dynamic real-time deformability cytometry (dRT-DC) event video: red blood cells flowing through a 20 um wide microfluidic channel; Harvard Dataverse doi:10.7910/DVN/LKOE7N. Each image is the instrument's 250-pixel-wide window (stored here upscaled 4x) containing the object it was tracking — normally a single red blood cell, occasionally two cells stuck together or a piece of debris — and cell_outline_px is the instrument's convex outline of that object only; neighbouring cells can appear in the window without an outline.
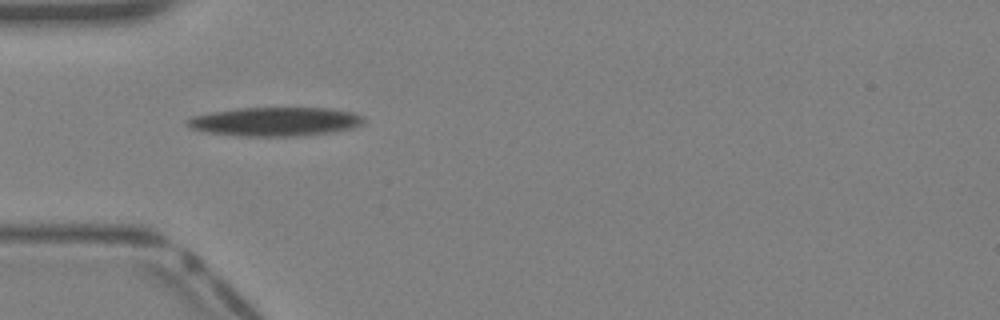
{"species": "Egyptian fruit bat (a non-hibernating species)", "species_latin": "Rousettus aegyptiacus", "temperature_condition": "warm", "stored_images_in_passage": 31, "camera_frame_rate_fps": 3000, "um_per_image_px": 0.085, "animal": {"sex": "female"}, "frame": {"image": 1, "passage_image": 1, "time_ms": 0.0, "image_size_px": [1000, 320], "cell_outline_px": [[364, 124], [356, 128], [332, 132], [304, 136], [236, 136], [208, 132], [188, 128], [184, 124], [192, 116], [212, 112], [236, 108], [332, 108], [352, 112], [364, 116]], "centroid_in_image_um": [23.43, 10.34], "position_along_channel_um": 61.6, "area_um2": 30.11}}
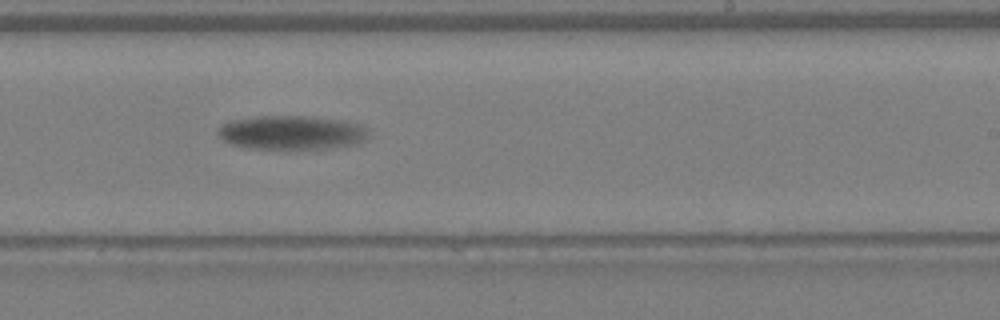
{"frame": {"image": 2, "passage_image": 14, "time_ms": 4.333, "image_size_px": [1000, 320], "cell_outline_px": [[368, 136], [364, 140], [356, 144], [336, 148], [284, 152], [248, 148], [232, 144], [220, 140], [216, 136], [216, 128], [232, 120], [260, 116], [312, 116], [344, 120], [360, 124], [368, 132]], "centroid_in_image_um": [24.76, 11.32], "position_along_channel_um": 264.2, "area_um2": 31.27}}
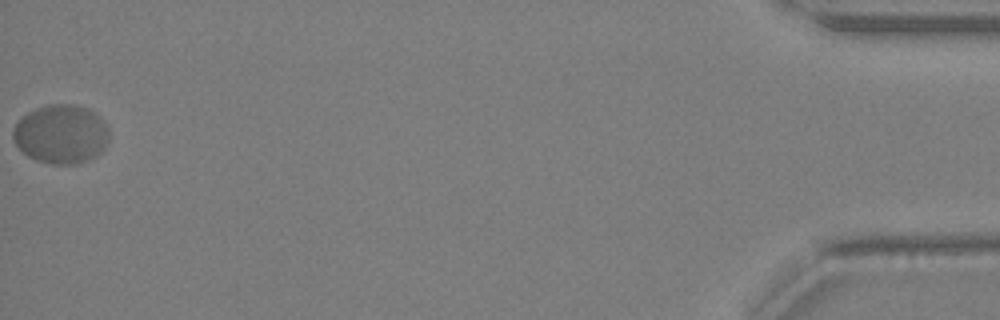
{"frame": {"image": 3, "passage_image": 31, "time_ms": 10.0, "image_size_px": [1000, 320], "cell_outline_px": [[108, 140], [104, 148], [96, 156], [88, 160], [76, 164], [52, 164], [36, 160], [28, 156], [12, 140], [12, 128], [16, 120], [28, 112], [36, 108], [48, 104], [76, 104], [88, 108], [104, 120], [108, 124]], "centroid_in_image_um": [5.17, 11.38], "position_along_channel_um": 430.0, "area_um2": 33.41}}